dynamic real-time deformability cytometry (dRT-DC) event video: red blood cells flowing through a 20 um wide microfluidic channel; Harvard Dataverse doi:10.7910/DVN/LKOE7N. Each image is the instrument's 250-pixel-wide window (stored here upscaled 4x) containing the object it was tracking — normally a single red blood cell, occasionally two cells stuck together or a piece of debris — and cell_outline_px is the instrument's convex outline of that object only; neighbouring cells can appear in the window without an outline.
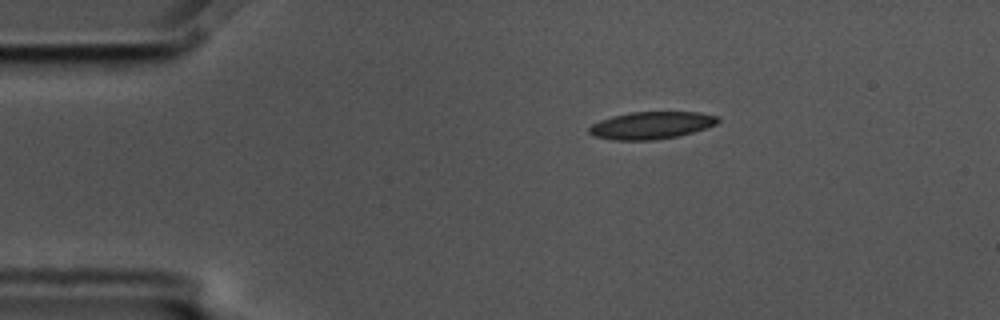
{"species": "common noctule bat (a hibernating species)", "species_latin": "Nyctalus noctula", "temperature_condition": "cold", "stored_images_in_passage": 47, "camera_frame_rate_fps": 3000, "um_per_image_px": 0.085, "animal": {"sex": "male", "body_mass_g": 17.5, "forearm_length_mm": 52.3}, "frame": {"image": 1, "passage_image": 1, "time_ms": 0.0, "image_size_px": [1000, 320], "cell_outline_px": [[720, 120], [716, 124], [692, 132], [676, 136], [652, 140], [612, 140], [592, 136], [588, 132], [588, 128], [592, 124], [600, 120], [612, 116], [632, 112], [700, 112], [716, 116]], "centroid_in_image_um": [55.31, 10.65], "position_along_channel_um": 29.7, "area_um2": 20.4}}
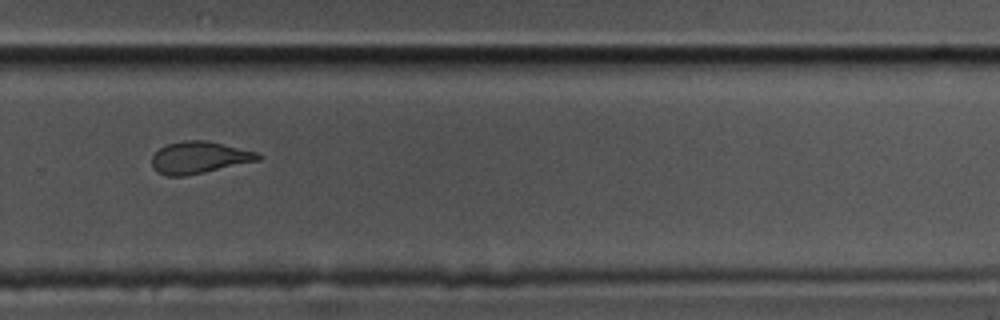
{"frame": {"image": 2, "passage_image": 29, "time_ms": 9.333, "image_size_px": [1000, 320], "cell_outline_px": [[264, 156], [260, 160], [204, 172], [184, 176], [168, 176], [152, 168], [152, 156], [160, 148], [168, 144], [184, 140], [208, 140], [256, 152]], "centroid_in_image_um": [16.94, 13.38], "position_along_channel_um": 312.9, "area_um2": 19.65}}
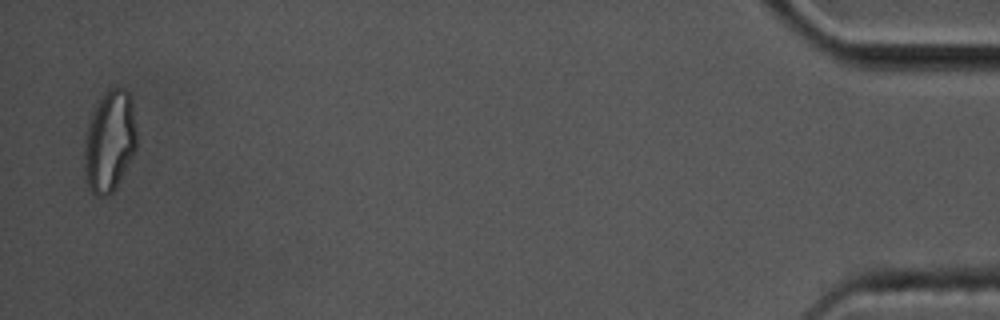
{"frame": {"image": 3, "passage_image": 46, "time_ms": 15.0, "image_size_px": [1000, 320], "cell_outline_px": [[136, 148], [132, 156], [112, 192], [108, 196], [96, 196], [88, 188], [84, 168], [84, 144], [92, 112], [108, 88], [124, 88], [128, 92], [132, 100], [136, 128]], "centroid_in_image_um": [9.31, 12.01], "position_along_channel_um": 425.9, "area_um2": 30.58}, "authors_computed_cell_mechanics": {"area_um2": 20.7502, "velocity_mm_per_s": 3.5749, "shape_relaxation_time_tau1_ms": 5.6757, "shape_relaxation_time_tau2_ms": 2.3142, "deformation_change_tau1": 0.1824, "deformation_change_tau2": 0.105}}